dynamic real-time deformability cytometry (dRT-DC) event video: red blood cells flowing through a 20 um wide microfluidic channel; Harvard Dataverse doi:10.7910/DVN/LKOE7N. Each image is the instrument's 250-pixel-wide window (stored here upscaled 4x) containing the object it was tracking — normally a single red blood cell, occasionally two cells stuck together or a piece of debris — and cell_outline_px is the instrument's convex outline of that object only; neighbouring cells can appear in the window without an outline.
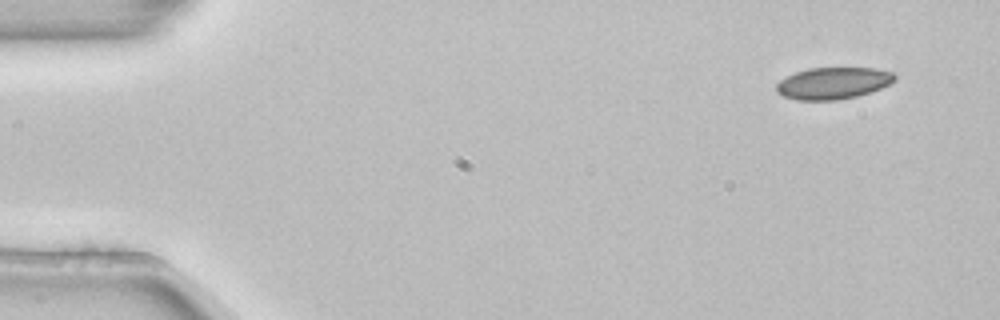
{"species": "common noctule bat (a hibernating species)", "species_latin": "Nyctalus noctula", "temperature_condition": "room temperature", "stored_images_in_passage": 4, "camera_frame_rate_fps": 3000, "um_per_image_px": 0.085, "animal": {"sex": "female", "body_mass_g": 22.7, "forearm_length_mm": 54.2}, "frame": {"image": 1, "passage_image": 1, "time_ms": 0.0, "image_size_px": [1000, 320], "cell_outline_px": [[896, 80], [872, 92], [856, 96], [836, 100], [796, 100], [784, 96], [776, 92], [776, 84], [780, 80], [796, 72], [808, 68], [872, 68], [892, 72], [896, 76]], "centroid_in_image_um": [70.8, 7.07], "position_along_channel_um": 14.2, "area_um2": 21.85}}
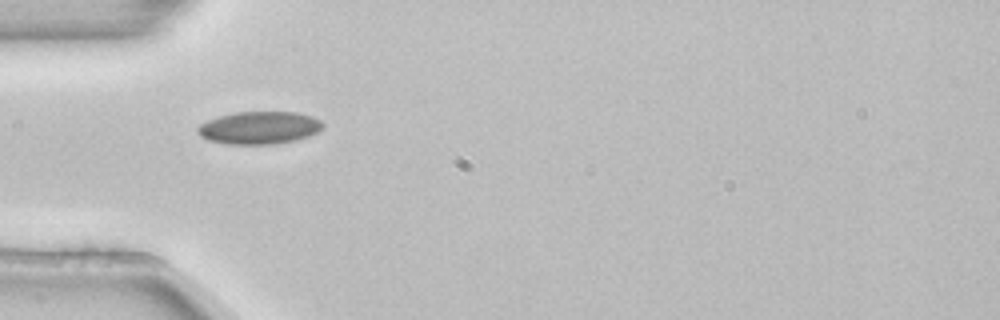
{"frame": {"image": 2, "passage_image": 4, "time_ms": 1.0, "image_size_px": [1000, 320], "cell_outline_px": [[324, 124], [316, 132], [308, 136], [296, 140], [276, 144], [228, 144], [208, 140], [200, 136], [196, 132], [196, 128], [200, 124], [208, 120], [220, 116], [236, 112], [296, 112], [312, 116], [320, 120]], "centroid_in_image_um": [22.01, 10.86], "position_along_channel_um": 63.0, "area_um2": 23.76}}